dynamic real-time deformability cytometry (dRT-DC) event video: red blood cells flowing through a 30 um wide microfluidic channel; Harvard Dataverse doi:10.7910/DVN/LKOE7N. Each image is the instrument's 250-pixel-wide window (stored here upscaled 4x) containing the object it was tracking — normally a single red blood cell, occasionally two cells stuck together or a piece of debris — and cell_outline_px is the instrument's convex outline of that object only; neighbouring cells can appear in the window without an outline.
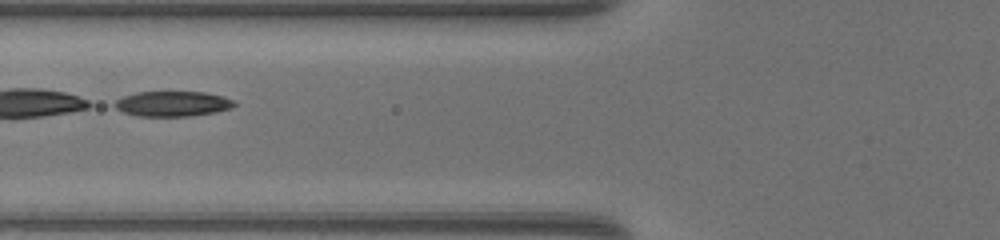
{"species": "common noctule bat (a hibernating species)", "species_latin": "Nyctalus noctula", "temperature_condition": "warm", "stored_images_in_passage": 44, "segment_of_instrument_passage": [2, 2], "camera_frame_rate_fps": 3000, "um_per_image_px": 0.085, "animal": {"sex": "female", "body_mass_g": 17.0, "forearm_length_mm": 48.0}, "frame": {"image": 1, "passage_image": 16, "time_ms": 5.0, "image_size_px": [1000, 240], "cell_outline_px": [[236, 104], [232, 108], [216, 112], [188, 116], [136, 116], [124, 112], [108, 104], [124, 96], [136, 92], [204, 92], [224, 96], [236, 100]], "centroid_in_image_um": [14.66, 8.82], "position_along_channel_um": 111.1, "area_um2": 17.8}}
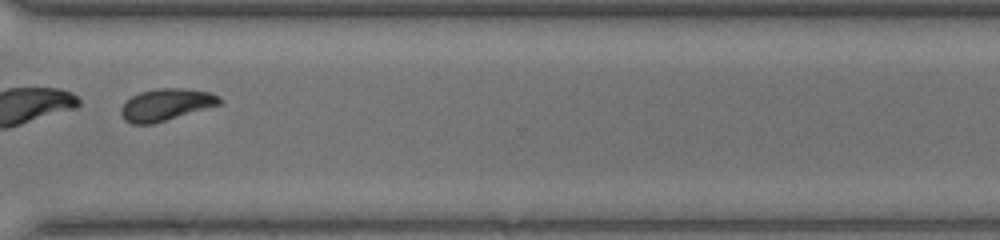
{"frame": {"image": 2, "passage_image": 33, "time_ms": 10.667, "image_size_px": [1000, 240], "cell_outline_px": [[224, 104], [152, 124], [132, 124], [124, 120], [120, 112], [120, 108], [132, 96], [140, 92], [156, 88], [184, 88], [208, 92], [220, 96], [224, 100]], "centroid_in_image_um": [14.16, 8.9], "position_along_channel_um": 356.4, "area_um2": 18.55}}